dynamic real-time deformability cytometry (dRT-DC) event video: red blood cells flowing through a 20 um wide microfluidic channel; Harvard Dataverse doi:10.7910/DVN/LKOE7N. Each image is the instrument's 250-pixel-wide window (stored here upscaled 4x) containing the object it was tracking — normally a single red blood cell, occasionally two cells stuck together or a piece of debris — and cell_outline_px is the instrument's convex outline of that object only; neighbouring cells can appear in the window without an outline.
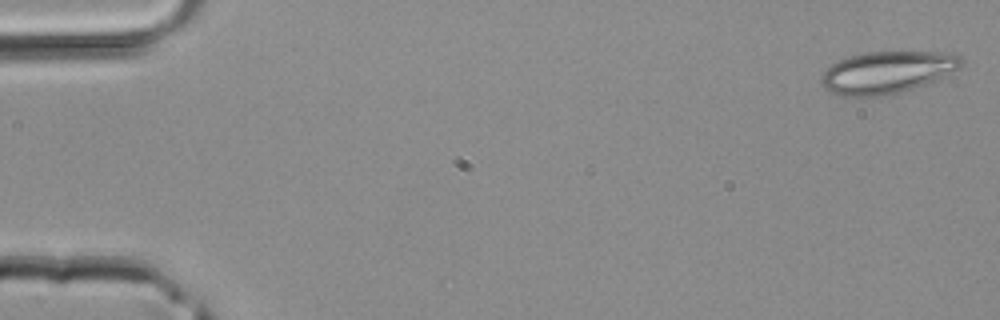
{"species": "common noctule bat (a hibernating species)", "species_latin": "Nyctalus noctula", "temperature_condition": "room temperature", "stored_images_in_passage": 43, "camera_frame_rate_fps": 3000, "um_per_image_px": 0.085, "animal": {"sex": "male", "body_mass_g": 20.4}, "frame": {"image": 1, "passage_image": 1, "time_ms": 0.0, "image_size_px": [1000, 320], "cell_outline_px": [[964, 64], [960, 68], [940, 80], [896, 92], [872, 96], [840, 96], [832, 92], [820, 80], [820, 76], [832, 64], [848, 56], [864, 52], [952, 52], [960, 56], [964, 60]], "centroid_in_image_um": [75.48, 6.12], "position_along_channel_um": 9.5, "area_um2": 34.22}}
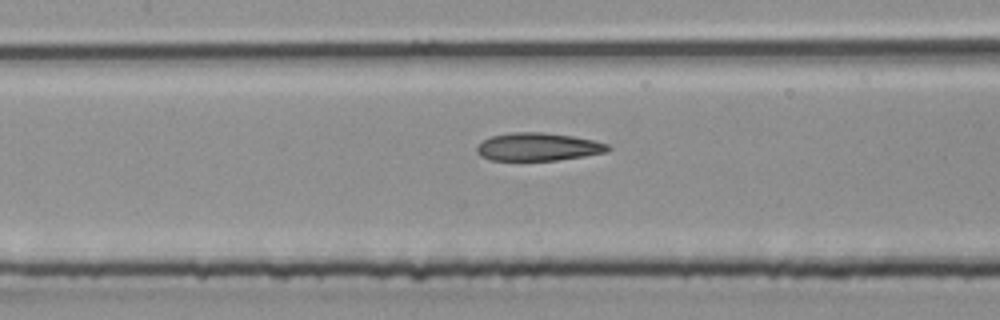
{"frame": {"image": 2, "passage_image": 20, "time_ms": 6.333, "image_size_px": [1000, 320], "cell_outline_px": [[612, 148], [608, 152], [584, 156], [556, 160], [488, 160], [480, 156], [476, 152], [476, 148], [484, 140], [492, 136], [512, 132], [540, 132], [572, 136], [592, 140], [608, 144]], "centroid_in_image_um": [45.74, 12.49], "position_along_channel_um": 161.7, "area_um2": 21.27}}
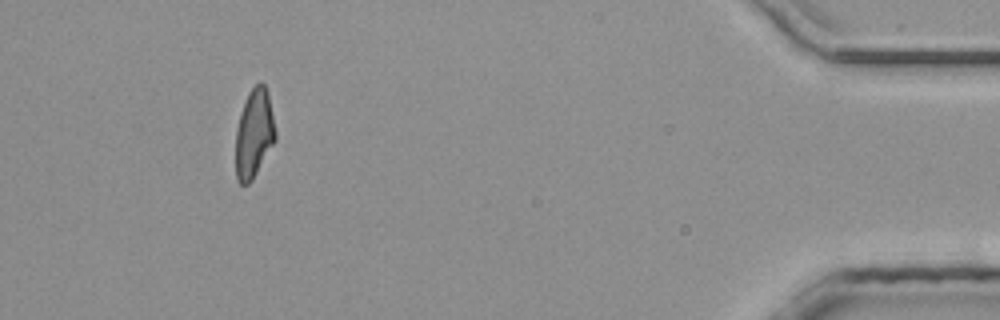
{"frame": {"image": 3, "passage_image": 40, "time_ms": 13.0, "image_size_px": [1000, 320], "cell_outline_px": [[276, 140], [252, 180], [248, 184], [240, 184], [236, 180], [236, 128], [240, 112], [248, 92], [260, 80], [264, 84], [268, 92], [276, 132]], "centroid_in_image_um": [21.59, 11.34], "position_along_channel_um": 413.6, "area_um2": 20.69}}